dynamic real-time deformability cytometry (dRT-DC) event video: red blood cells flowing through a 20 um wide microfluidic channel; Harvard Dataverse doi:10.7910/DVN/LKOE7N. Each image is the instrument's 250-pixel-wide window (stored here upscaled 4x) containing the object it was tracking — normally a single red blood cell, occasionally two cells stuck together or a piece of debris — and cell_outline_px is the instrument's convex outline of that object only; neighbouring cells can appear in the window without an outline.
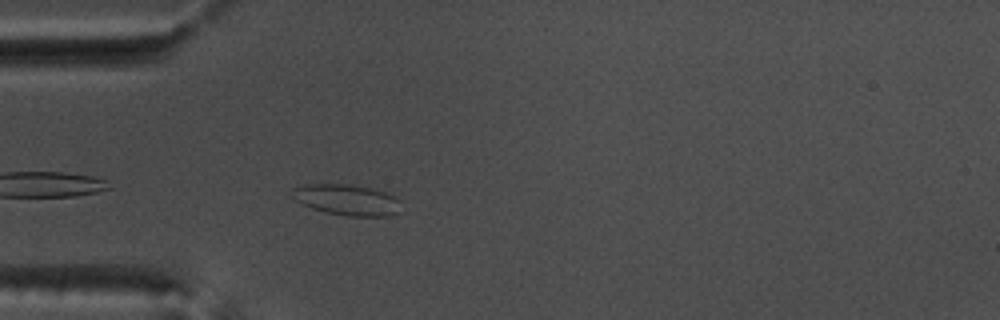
{"species": "common noctule bat (a hibernating species)", "species_latin": "Nyctalus noctula", "temperature_condition": "warm", "stored_images_in_passage": 12, "camera_frame_rate_fps": 3000, "um_per_image_px": 0.085, "animal": {"sex": "male", "body_mass_g": 17.5, "forearm_length_mm": 52.3}, "frame": {"image": 1, "passage_image": 4, "time_ms": 1.0, "image_size_px": [1000, 320], "cell_outline_px": [[400, 212], [388, 216], [348, 216], [324, 212], [312, 208], [296, 200], [292, 196], [292, 188], [304, 184], [352, 184], [372, 188], [388, 192], [400, 200]], "centroid_in_image_um": [29.52, 16.98], "position_along_channel_um": 55.5, "area_um2": 19.83}}